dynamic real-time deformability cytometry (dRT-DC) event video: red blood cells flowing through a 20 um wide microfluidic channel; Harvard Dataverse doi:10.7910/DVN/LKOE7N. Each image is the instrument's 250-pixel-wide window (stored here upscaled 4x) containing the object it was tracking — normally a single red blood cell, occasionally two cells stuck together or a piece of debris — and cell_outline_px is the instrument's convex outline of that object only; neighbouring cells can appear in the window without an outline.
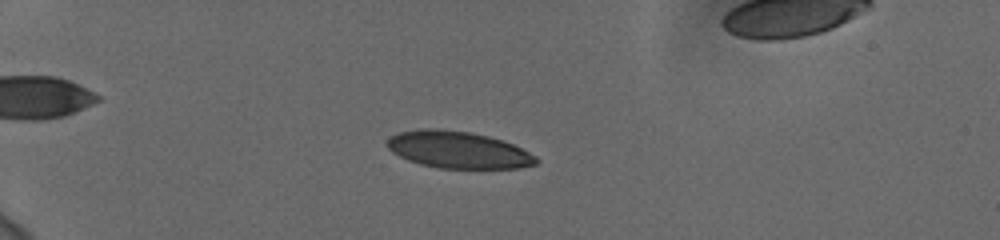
{"species": "human", "species_latin": "Homo sapiens", "temperature_condition": "cold", "stored_images_in_passage": 58, "camera_frame_rate_fps": 3000, "um_per_image_px": 0.085, "donor": {"sex": "female"}, "frame": {"image": 1, "passage_image": 18, "time_ms": 5.667, "image_size_px": [1000, 240], "cell_outline_px": [[540, 160], [536, 164], [520, 168], [436, 168], [420, 164], [408, 160], [392, 152], [388, 148], [388, 140], [392, 136], [400, 132], [424, 128], [440, 128], [472, 132], [488, 136], [512, 144], [536, 156]], "centroid_in_image_um": [38.95, 12.73], "position_along_channel_um": 46.1, "area_um2": 31.96}}
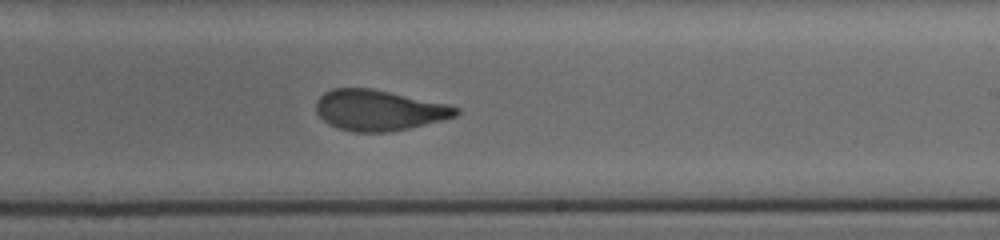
{"frame": {"image": 2, "passage_image": 39, "time_ms": 12.667, "image_size_px": [1000, 240], "cell_outline_px": [[460, 112], [456, 116], [444, 120], [408, 128], [388, 132], [352, 132], [328, 124], [316, 112], [316, 100], [324, 92], [332, 88], [368, 88], [448, 104], [460, 108]], "centroid_in_image_um": [32.2, 9.37], "position_along_channel_um": 256.8, "area_um2": 33.0}}
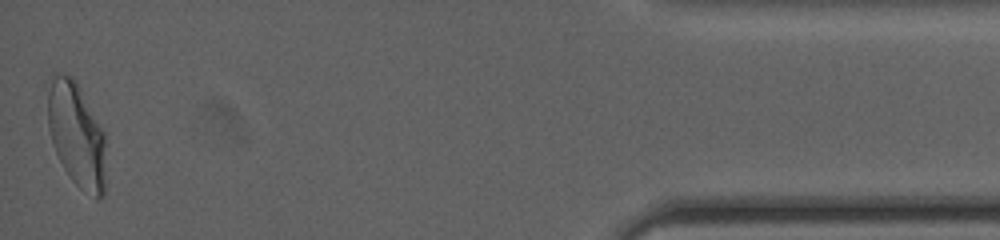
{"frame": {"image": 3, "passage_image": 58, "time_ms": 19.0, "image_size_px": [1000, 240], "cell_outline_px": [[104, 196], [96, 200], [80, 188], [68, 176], [52, 144], [48, 128], [44, 80], [52, 72], [72, 76], [76, 80], [104, 132]], "centroid_in_image_um": [6.42, 11.35], "position_along_channel_um": 428.8, "area_um2": 36.3}, "authors_computed_cell_mechanics": {"area_um2": 33.2928, "velocity_mm_per_s": 3.7418, "shape_relaxation_time_tau1_ms": 4.0929, "shape_relaxation_time_tau2_ms": 0.8901, "deformation_change_tau1": 0.1701, "deformation_change_tau2": 0.0776}}